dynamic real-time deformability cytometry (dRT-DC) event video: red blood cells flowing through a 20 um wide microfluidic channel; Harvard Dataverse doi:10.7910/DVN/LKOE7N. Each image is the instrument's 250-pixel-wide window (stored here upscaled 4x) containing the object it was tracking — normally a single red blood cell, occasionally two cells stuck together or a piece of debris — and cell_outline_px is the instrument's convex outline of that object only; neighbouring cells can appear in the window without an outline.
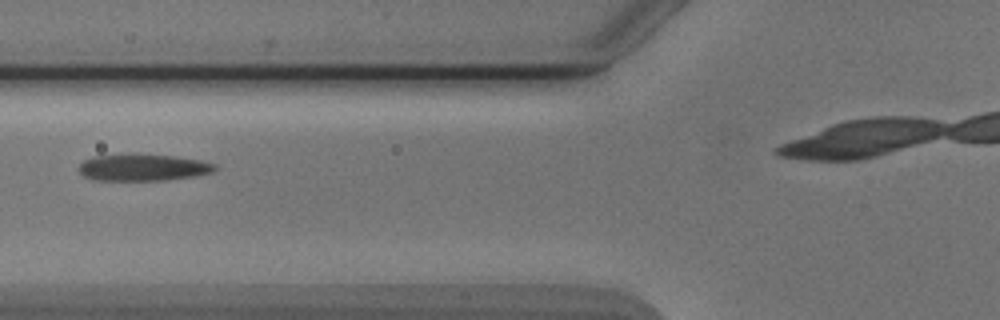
{"species": "Egyptian fruit bat (a non-hibernating species)", "species_latin": "Rousettus aegyptiacus", "temperature_condition": "cold", "stored_images_in_passage": 7, "camera_frame_rate_fps": 3000, "um_per_image_px": 0.085, "animal": {"sex": "male"}, "frame": {"image": 1, "passage_image": 6, "time_ms": 7.0, "image_size_px": [1000, 320], "cell_outline_px": [[216, 168], [212, 172], [196, 176], [168, 180], [96, 180], [84, 176], [80, 172], [80, 164], [84, 160], [92, 156], [128, 152], [136, 152], [172, 156], [200, 160], [216, 164]], "centroid_in_image_um": [12.14, 14.2], "position_along_channel_um": 113.7, "area_um2": 21.73}}
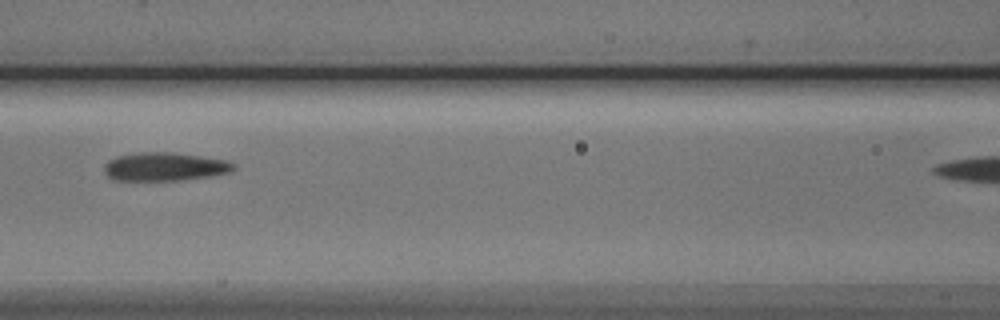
{"frame": {"image": 2, "passage_image": 7, "time_ms": 8.0, "image_size_px": [1000, 320], "cell_outline_px": [[236, 168], [232, 172], [208, 176], [180, 180], [112, 180], [104, 172], [104, 164], [108, 160], [116, 156], [140, 152], [172, 152], [200, 156], [224, 160], [236, 164]], "centroid_in_image_um": [13.97, 14.16], "position_along_channel_um": 152.6, "area_um2": 21.44}}